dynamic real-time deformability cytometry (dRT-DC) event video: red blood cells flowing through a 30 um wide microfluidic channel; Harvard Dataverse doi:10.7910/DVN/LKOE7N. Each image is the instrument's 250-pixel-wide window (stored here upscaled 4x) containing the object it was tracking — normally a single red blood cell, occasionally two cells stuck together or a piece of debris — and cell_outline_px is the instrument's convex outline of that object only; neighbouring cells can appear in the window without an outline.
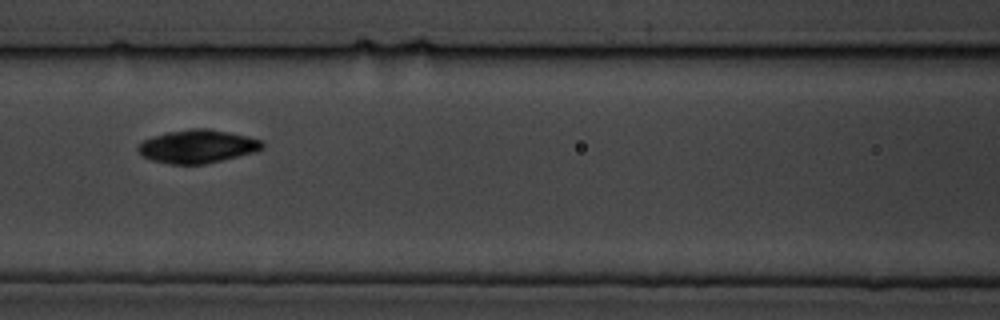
{"species": "common noctule bat (a hibernating species)", "species_latin": "Nyctalus noctula", "temperature_condition": "cold", "stored_images_in_passage": 7, "segment_of_instrument_passage": [1, 2], "camera_frame_rate_fps": 3000, "um_per_image_px": 0.085, "animal": {"sex": "male", "body_mass_g": 19.5, "forearm_length_mm": 54.6}, "frame": {"image": 1, "passage_image": 5, "time_ms": 4.667, "image_size_px": [1000, 320], "cell_outline_px": [[264, 148], [256, 152], [204, 164], [168, 164], [152, 160], [144, 156], [136, 148], [144, 140], [168, 132], [192, 128], [208, 128], [248, 136], [264, 140]], "centroid_in_image_um": [16.85, 12.44], "position_along_channel_um": 149.8, "area_um2": 23.99}}
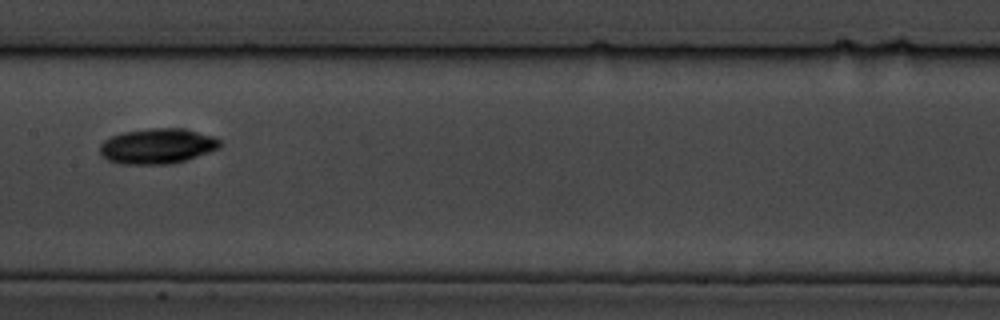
{"frame": {"image": 2, "passage_image": 6, "time_ms": 6.0, "image_size_px": [1000, 320], "cell_outline_px": [[220, 148], [184, 160], [168, 164], [120, 164], [108, 160], [100, 152], [100, 144], [104, 140], [120, 132], [152, 128], [184, 128], [212, 136], [220, 140]], "centroid_in_image_um": [13.35, 12.41], "position_along_channel_um": 194.1, "area_um2": 24.57}}